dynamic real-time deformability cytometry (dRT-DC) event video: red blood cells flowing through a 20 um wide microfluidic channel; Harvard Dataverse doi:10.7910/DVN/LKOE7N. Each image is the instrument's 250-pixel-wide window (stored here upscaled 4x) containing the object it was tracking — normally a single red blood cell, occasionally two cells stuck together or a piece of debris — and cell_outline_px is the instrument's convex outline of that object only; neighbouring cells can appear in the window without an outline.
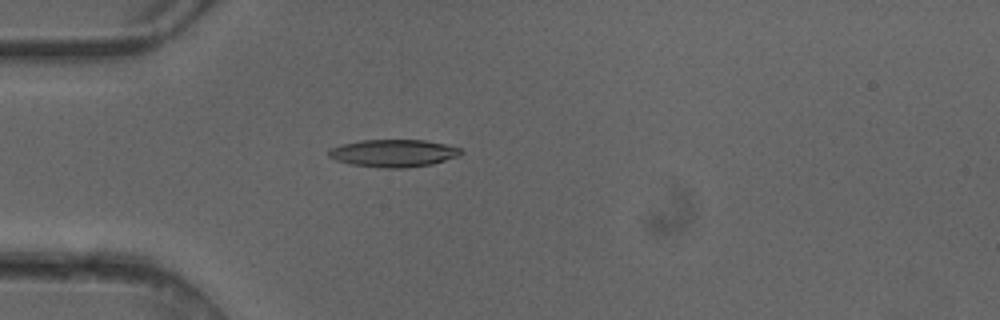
{"species": "common noctule bat (a hibernating species)", "species_latin": "Nyctalus noctula", "temperature_condition": "cold", "stored_images_in_passage": 1, "camera_frame_rate_fps": 3000, "um_per_image_px": 0.085, "animal": {"sex": "female"}, "frame": {"image": 1, "passage_image": 1, "time_ms": 0.0, "image_size_px": [1000, 320], "cell_outline_px": [[464, 152], [460, 156], [432, 164], [404, 168], [384, 168], [348, 164], [336, 160], [328, 156], [328, 148], [340, 144], [360, 140], [424, 140], [444, 144], [460, 148]], "centroid_in_image_um": [33.42, 13.02], "position_along_channel_um": 51.6, "area_um2": 21.39}}